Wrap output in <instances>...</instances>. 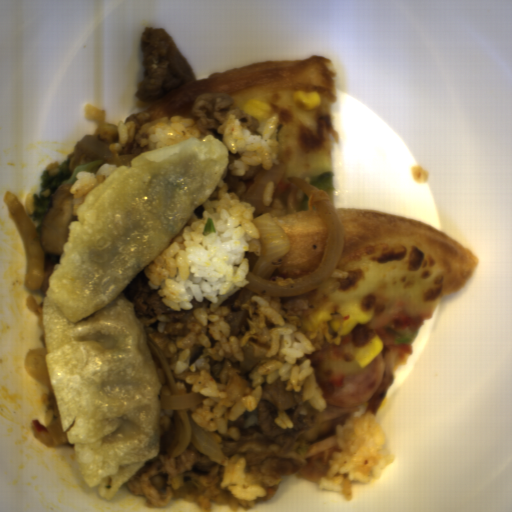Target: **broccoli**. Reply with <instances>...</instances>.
Wrapping results in <instances>:
<instances>
[{
  "instance_id": "obj_1",
  "label": "broccoli",
  "mask_w": 512,
  "mask_h": 512,
  "mask_svg": "<svg viewBox=\"0 0 512 512\" xmlns=\"http://www.w3.org/2000/svg\"><path fill=\"white\" fill-rule=\"evenodd\" d=\"M103 164L106 163L101 160L92 161L80 164L74 170H70V162L68 159L63 161L55 175L51 176L49 170L45 169L41 173L39 177L40 189L33 194V213L31 221L39 235L44 257L53 264L57 265L60 263L63 255L48 254L43 247L42 240L43 221L53 206V198L60 187H71L76 182L79 172H98Z\"/></svg>"
}]
</instances>
